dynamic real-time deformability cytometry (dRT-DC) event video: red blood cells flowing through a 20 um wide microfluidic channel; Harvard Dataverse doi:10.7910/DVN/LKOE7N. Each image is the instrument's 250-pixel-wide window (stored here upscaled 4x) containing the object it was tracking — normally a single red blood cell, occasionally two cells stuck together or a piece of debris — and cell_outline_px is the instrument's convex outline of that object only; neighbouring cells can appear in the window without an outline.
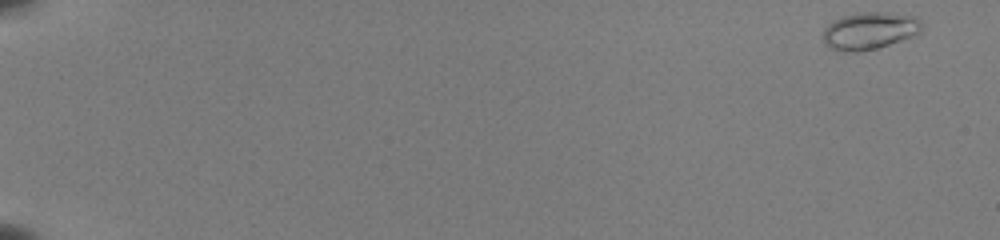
{"species": "common noctule bat (a hibernating species)", "species_latin": "Nyctalus noctula", "temperature_condition": "room temperature", "stored_images_in_passage": 52, "camera_frame_rate_fps": 3000, "um_per_image_px": 0.085, "animal": {"sex": "female", "body_mass_g": 22.0, "forearm_length_mm": 56.7}, "frame": {"image": 1, "passage_image": 1, "time_ms": 0.0, "image_size_px": [1000, 240], "cell_outline_px": [[924, 24], [920, 32], [916, 36], [876, 48], [852, 52], [844, 52], [828, 48], [824, 44], [824, 28], [832, 20], [856, 12], [880, 12], [920, 16]], "centroid_in_image_um": [73.96, 2.6], "position_along_channel_um": 11.0, "area_um2": 21.85}}
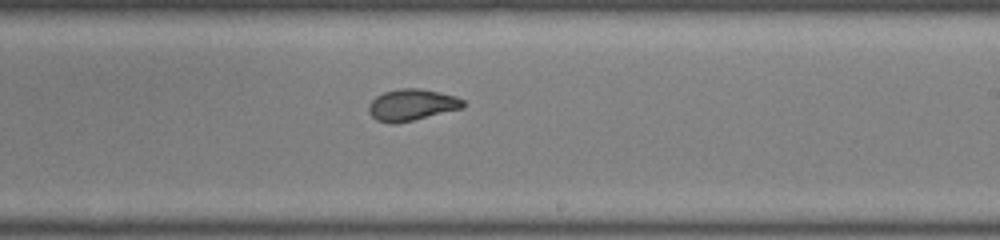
{"frame": {"image": 2, "passage_image": 34, "time_ms": 11.0, "image_size_px": [1000, 240], "cell_outline_px": [[464, 108], [412, 120], [392, 124], [376, 120], [368, 112], [368, 104], [376, 96], [384, 92], [400, 88], [420, 88], [440, 92], [456, 96], [464, 100]], "centroid_in_image_um": [35.0, 8.9], "position_along_channel_um": 254.0, "area_um2": 17.4}}
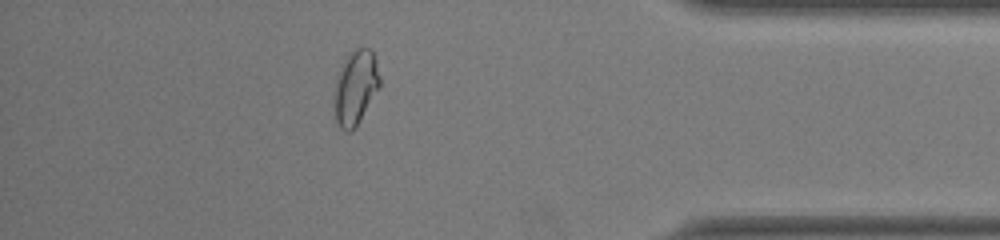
{"frame": {"image": 3, "passage_image": 47, "time_ms": 15.333, "image_size_px": [1000, 240], "cell_outline_px": [[380, 88], [356, 128], [352, 132], [344, 132], [340, 128], [336, 120], [332, 100], [332, 96], [336, 76], [344, 60], [356, 48], [368, 48], [372, 52], [376, 60], [380, 76]], "centroid_in_image_um": [30.2, 7.5], "position_along_channel_um": 405.0, "area_um2": 20.35}}